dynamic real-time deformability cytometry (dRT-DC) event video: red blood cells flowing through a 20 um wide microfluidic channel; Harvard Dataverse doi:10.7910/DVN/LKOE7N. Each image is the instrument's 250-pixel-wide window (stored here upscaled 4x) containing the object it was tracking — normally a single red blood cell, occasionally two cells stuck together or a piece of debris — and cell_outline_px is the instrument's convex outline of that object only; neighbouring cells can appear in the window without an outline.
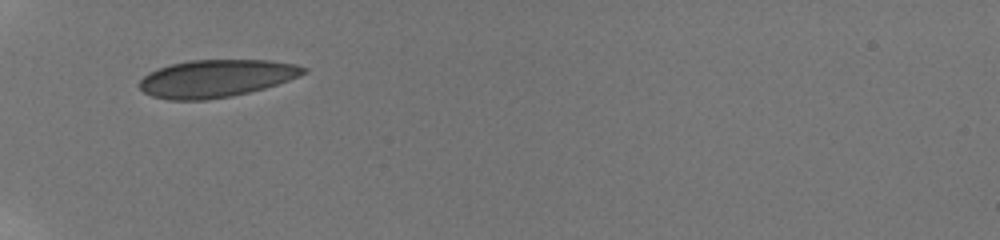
{"species": "human", "species_latin": "Homo sapiens", "temperature_condition": "room temperature", "stored_images_in_passage": 9, "camera_frame_rate_fps": 3000, "um_per_image_px": 0.085, "donor": {"sex": "male"}, "frame": {"image": 1, "passage_image": 1, "time_ms": 0.0, "image_size_px": [1000, 240], "cell_outline_px": [[308, 72], [300, 76], [264, 88], [232, 96], [204, 100], [168, 100], [152, 96], [144, 92], [140, 88], [140, 80], [148, 72], [172, 64], [188, 60], [272, 60], [296, 64], [308, 68]], "centroid_in_image_um": [18.4, 6.66], "position_along_channel_um": 66.6, "area_um2": 35.84}}
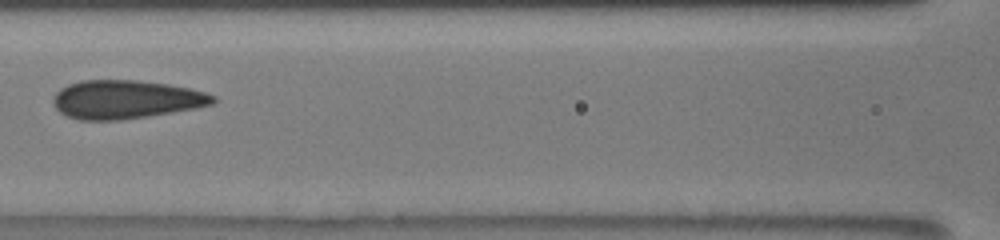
{"frame": {"image": 2, "passage_image": 7, "time_ms": 2.667, "image_size_px": [1000, 240], "cell_outline_px": [[216, 100], [212, 104], [196, 108], [148, 116], [120, 120], [80, 120], [68, 116], [60, 112], [52, 104], [52, 96], [60, 88], [68, 84], [80, 80], [136, 80], [168, 84], [188, 88], [204, 92], [216, 96]], "centroid_in_image_um": [10.66, 8.45], "position_along_channel_um": 155.9, "area_um2": 35.95}}